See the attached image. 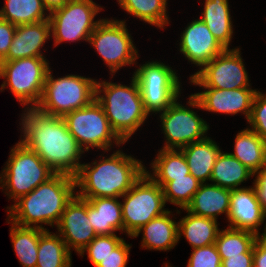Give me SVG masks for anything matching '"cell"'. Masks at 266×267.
Instances as JSON below:
<instances>
[{
  "label": "cell",
  "instance_id": "8d00e7d4",
  "mask_svg": "<svg viewBox=\"0 0 266 267\" xmlns=\"http://www.w3.org/2000/svg\"><path fill=\"white\" fill-rule=\"evenodd\" d=\"M257 91L253 100L249 129L255 131L266 141V93Z\"/></svg>",
  "mask_w": 266,
  "mask_h": 267
},
{
  "label": "cell",
  "instance_id": "83f0119b",
  "mask_svg": "<svg viewBox=\"0 0 266 267\" xmlns=\"http://www.w3.org/2000/svg\"><path fill=\"white\" fill-rule=\"evenodd\" d=\"M254 173L230 153L221 152L213 166L210 182L229 190L244 188L240 184ZM240 186V187H239Z\"/></svg>",
  "mask_w": 266,
  "mask_h": 267
},
{
  "label": "cell",
  "instance_id": "d6986e66",
  "mask_svg": "<svg viewBox=\"0 0 266 267\" xmlns=\"http://www.w3.org/2000/svg\"><path fill=\"white\" fill-rule=\"evenodd\" d=\"M50 38L51 24L49 20L18 25L7 56L2 61L45 57L41 48Z\"/></svg>",
  "mask_w": 266,
  "mask_h": 267
},
{
  "label": "cell",
  "instance_id": "5b68a950",
  "mask_svg": "<svg viewBox=\"0 0 266 267\" xmlns=\"http://www.w3.org/2000/svg\"><path fill=\"white\" fill-rule=\"evenodd\" d=\"M49 68L41 100L35 107L41 113L63 117L90 105L96 97V80L69 74L54 78Z\"/></svg>",
  "mask_w": 266,
  "mask_h": 267
},
{
  "label": "cell",
  "instance_id": "484cf974",
  "mask_svg": "<svg viewBox=\"0 0 266 267\" xmlns=\"http://www.w3.org/2000/svg\"><path fill=\"white\" fill-rule=\"evenodd\" d=\"M229 8L228 0H205L204 10L199 18L225 49H230L234 33Z\"/></svg>",
  "mask_w": 266,
  "mask_h": 267
},
{
  "label": "cell",
  "instance_id": "e575fe53",
  "mask_svg": "<svg viewBox=\"0 0 266 267\" xmlns=\"http://www.w3.org/2000/svg\"><path fill=\"white\" fill-rule=\"evenodd\" d=\"M124 239L113 235H97L81 252L80 256L84 253L88 254V259L97 266L101 259L106 257L115 247H117Z\"/></svg>",
  "mask_w": 266,
  "mask_h": 267
},
{
  "label": "cell",
  "instance_id": "f1b7e54d",
  "mask_svg": "<svg viewBox=\"0 0 266 267\" xmlns=\"http://www.w3.org/2000/svg\"><path fill=\"white\" fill-rule=\"evenodd\" d=\"M10 238L13 249L22 267H36L38 243L40 236L46 231L40 228L21 227L9 220Z\"/></svg>",
  "mask_w": 266,
  "mask_h": 267
},
{
  "label": "cell",
  "instance_id": "8992f818",
  "mask_svg": "<svg viewBox=\"0 0 266 267\" xmlns=\"http://www.w3.org/2000/svg\"><path fill=\"white\" fill-rule=\"evenodd\" d=\"M56 173L23 142L18 141L0 174V187L14 202L45 183Z\"/></svg>",
  "mask_w": 266,
  "mask_h": 267
},
{
  "label": "cell",
  "instance_id": "e0dca14e",
  "mask_svg": "<svg viewBox=\"0 0 266 267\" xmlns=\"http://www.w3.org/2000/svg\"><path fill=\"white\" fill-rule=\"evenodd\" d=\"M180 36L179 50L181 54L189 62L197 67L199 66V70L191 75L190 78L200 72L217 55L226 50L213 36L207 25L199 18L190 22Z\"/></svg>",
  "mask_w": 266,
  "mask_h": 267
},
{
  "label": "cell",
  "instance_id": "4fadbf2b",
  "mask_svg": "<svg viewBox=\"0 0 266 267\" xmlns=\"http://www.w3.org/2000/svg\"><path fill=\"white\" fill-rule=\"evenodd\" d=\"M176 99L159 114L165 144L162 149H181L193 142L207 138L209 125L193 109Z\"/></svg>",
  "mask_w": 266,
  "mask_h": 267
},
{
  "label": "cell",
  "instance_id": "9c48e42d",
  "mask_svg": "<svg viewBox=\"0 0 266 267\" xmlns=\"http://www.w3.org/2000/svg\"><path fill=\"white\" fill-rule=\"evenodd\" d=\"M62 118L84 152L94 147L105 153L112 148L113 143L118 147L125 143L112 129L103 107L96 99L90 105L69 112Z\"/></svg>",
  "mask_w": 266,
  "mask_h": 267
},
{
  "label": "cell",
  "instance_id": "2e32d148",
  "mask_svg": "<svg viewBox=\"0 0 266 267\" xmlns=\"http://www.w3.org/2000/svg\"><path fill=\"white\" fill-rule=\"evenodd\" d=\"M56 227L68 250L75 249L78 254L97 236L88 218V201L77 195L67 204Z\"/></svg>",
  "mask_w": 266,
  "mask_h": 267
},
{
  "label": "cell",
  "instance_id": "ffe728a7",
  "mask_svg": "<svg viewBox=\"0 0 266 267\" xmlns=\"http://www.w3.org/2000/svg\"><path fill=\"white\" fill-rule=\"evenodd\" d=\"M171 211L168 210L164 214L153 218L147 224L143 225L132 236L136 238L141 234V248L147 250L168 251L175 247L178 240V222L171 217Z\"/></svg>",
  "mask_w": 266,
  "mask_h": 267
},
{
  "label": "cell",
  "instance_id": "277c9868",
  "mask_svg": "<svg viewBox=\"0 0 266 267\" xmlns=\"http://www.w3.org/2000/svg\"><path fill=\"white\" fill-rule=\"evenodd\" d=\"M131 79L129 86L112 81H96L95 99L103 107L112 129L125 143L149 116L138 83L134 77Z\"/></svg>",
  "mask_w": 266,
  "mask_h": 267
},
{
  "label": "cell",
  "instance_id": "30bf717a",
  "mask_svg": "<svg viewBox=\"0 0 266 267\" xmlns=\"http://www.w3.org/2000/svg\"><path fill=\"white\" fill-rule=\"evenodd\" d=\"M120 198H123L124 233L132 237L138 229L168 209L162 187L146 173Z\"/></svg>",
  "mask_w": 266,
  "mask_h": 267
},
{
  "label": "cell",
  "instance_id": "f546056e",
  "mask_svg": "<svg viewBox=\"0 0 266 267\" xmlns=\"http://www.w3.org/2000/svg\"><path fill=\"white\" fill-rule=\"evenodd\" d=\"M36 267H71L72 252L59 234L46 230L39 238Z\"/></svg>",
  "mask_w": 266,
  "mask_h": 267
},
{
  "label": "cell",
  "instance_id": "ee69618b",
  "mask_svg": "<svg viewBox=\"0 0 266 267\" xmlns=\"http://www.w3.org/2000/svg\"><path fill=\"white\" fill-rule=\"evenodd\" d=\"M266 220V205L263 206V223L264 221ZM264 232L261 233V235H259V237L263 238V239H266V223L264 225Z\"/></svg>",
  "mask_w": 266,
  "mask_h": 267
},
{
  "label": "cell",
  "instance_id": "d4e9b609",
  "mask_svg": "<svg viewBox=\"0 0 266 267\" xmlns=\"http://www.w3.org/2000/svg\"><path fill=\"white\" fill-rule=\"evenodd\" d=\"M186 212L187 215L178 222V240L183 235L193 249L214 244L220 231L218 222Z\"/></svg>",
  "mask_w": 266,
  "mask_h": 267
},
{
  "label": "cell",
  "instance_id": "b9f144b4",
  "mask_svg": "<svg viewBox=\"0 0 266 267\" xmlns=\"http://www.w3.org/2000/svg\"><path fill=\"white\" fill-rule=\"evenodd\" d=\"M256 177L254 179L253 186L256 190L258 199L260 203L266 205V168L261 172L254 174Z\"/></svg>",
  "mask_w": 266,
  "mask_h": 267
},
{
  "label": "cell",
  "instance_id": "5bb4252c",
  "mask_svg": "<svg viewBox=\"0 0 266 267\" xmlns=\"http://www.w3.org/2000/svg\"><path fill=\"white\" fill-rule=\"evenodd\" d=\"M240 48L226 49L212 59L190 82L201 88H251Z\"/></svg>",
  "mask_w": 266,
  "mask_h": 267
},
{
  "label": "cell",
  "instance_id": "60d3db41",
  "mask_svg": "<svg viewBox=\"0 0 266 267\" xmlns=\"http://www.w3.org/2000/svg\"><path fill=\"white\" fill-rule=\"evenodd\" d=\"M253 267H266V239L259 236L253 245Z\"/></svg>",
  "mask_w": 266,
  "mask_h": 267
},
{
  "label": "cell",
  "instance_id": "52a82bcc",
  "mask_svg": "<svg viewBox=\"0 0 266 267\" xmlns=\"http://www.w3.org/2000/svg\"><path fill=\"white\" fill-rule=\"evenodd\" d=\"M46 57L22 58L0 62V78H4L0 91L11 90L23 106L35 108L41 100L47 72L50 68Z\"/></svg>",
  "mask_w": 266,
  "mask_h": 267
},
{
  "label": "cell",
  "instance_id": "ac0fdd59",
  "mask_svg": "<svg viewBox=\"0 0 266 267\" xmlns=\"http://www.w3.org/2000/svg\"><path fill=\"white\" fill-rule=\"evenodd\" d=\"M228 227L246 230L260 235L263 224V205L260 203L254 186L231 191Z\"/></svg>",
  "mask_w": 266,
  "mask_h": 267
},
{
  "label": "cell",
  "instance_id": "7402d4cb",
  "mask_svg": "<svg viewBox=\"0 0 266 267\" xmlns=\"http://www.w3.org/2000/svg\"><path fill=\"white\" fill-rule=\"evenodd\" d=\"M119 198H89L88 218L97 235H113L124 232L122 205Z\"/></svg>",
  "mask_w": 266,
  "mask_h": 267
},
{
  "label": "cell",
  "instance_id": "7a4b0ae2",
  "mask_svg": "<svg viewBox=\"0 0 266 267\" xmlns=\"http://www.w3.org/2000/svg\"><path fill=\"white\" fill-rule=\"evenodd\" d=\"M83 163L75 176L76 195L82 199L120 198L145 173L143 162L120 149L108 158Z\"/></svg>",
  "mask_w": 266,
  "mask_h": 267
},
{
  "label": "cell",
  "instance_id": "603a6c76",
  "mask_svg": "<svg viewBox=\"0 0 266 267\" xmlns=\"http://www.w3.org/2000/svg\"><path fill=\"white\" fill-rule=\"evenodd\" d=\"M180 150L185 156L190 174L201 183L210 181L215 161L222 152L217 143L207 137Z\"/></svg>",
  "mask_w": 266,
  "mask_h": 267
},
{
  "label": "cell",
  "instance_id": "7bdbcfd3",
  "mask_svg": "<svg viewBox=\"0 0 266 267\" xmlns=\"http://www.w3.org/2000/svg\"><path fill=\"white\" fill-rule=\"evenodd\" d=\"M70 0H42L43 6L48 14L64 7Z\"/></svg>",
  "mask_w": 266,
  "mask_h": 267
},
{
  "label": "cell",
  "instance_id": "ab89813d",
  "mask_svg": "<svg viewBox=\"0 0 266 267\" xmlns=\"http://www.w3.org/2000/svg\"><path fill=\"white\" fill-rule=\"evenodd\" d=\"M221 267H253V253H240L222 260Z\"/></svg>",
  "mask_w": 266,
  "mask_h": 267
},
{
  "label": "cell",
  "instance_id": "d6a6232c",
  "mask_svg": "<svg viewBox=\"0 0 266 267\" xmlns=\"http://www.w3.org/2000/svg\"><path fill=\"white\" fill-rule=\"evenodd\" d=\"M257 237L255 233L246 230L230 227L220 230L215 244L221 260L240 253H253V245Z\"/></svg>",
  "mask_w": 266,
  "mask_h": 267
},
{
  "label": "cell",
  "instance_id": "6da1fadb",
  "mask_svg": "<svg viewBox=\"0 0 266 267\" xmlns=\"http://www.w3.org/2000/svg\"><path fill=\"white\" fill-rule=\"evenodd\" d=\"M23 112L20 141L37 153L56 174L75 177L84 150L68 131L64 119L46 115L36 108L25 107Z\"/></svg>",
  "mask_w": 266,
  "mask_h": 267
},
{
  "label": "cell",
  "instance_id": "9a60e30c",
  "mask_svg": "<svg viewBox=\"0 0 266 267\" xmlns=\"http://www.w3.org/2000/svg\"><path fill=\"white\" fill-rule=\"evenodd\" d=\"M202 92L189 96L187 105L204 111L236 115L242 113L247 122L251 116L252 104L257 92L252 88L217 89L204 88Z\"/></svg>",
  "mask_w": 266,
  "mask_h": 267
},
{
  "label": "cell",
  "instance_id": "44dd1931",
  "mask_svg": "<svg viewBox=\"0 0 266 267\" xmlns=\"http://www.w3.org/2000/svg\"><path fill=\"white\" fill-rule=\"evenodd\" d=\"M231 190L216 184L201 183L199 190L192 197L185 210L198 216L214 219L225 214L227 219L230 209Z\"/></svg>",
  "mask_w": 266,
  "mask_h": 267
},
{
  "label": "cell",
  "instance_id": "7c38bea8",
  "mask_svg": "<svg viewBox=\"0 0 266 267\" xmlns=\"http://www.w3.org/2000/svg\"><path fill=\"white\" fill-rule=\"evenodd\" d=\"M103 9L93 0H70L64 7L49 14L54 47L62 42L89 41L102 19L94 21Z\"/></svg>",
  "mask_w": 266,
  "mask_h": 267
},
{
  "label": "cell",
  "instance_id": "4dcf8cb0",
  "mask_svg": "<svg viewBox=\"0 0 266 267\" xmlns=\"http://www.w3.org/2000/svg\"><path fill=\"white\" fill-rule=\"evenodd\" d=\"M47 13L42 0H5L0 18L18 26L49 20Z\"/></svg>",
  "mask_w": 266,
  "mask_h": 267
},
{
  "label": "cell",
  "instance_id": "ba28073f",
  "mask_svg": "<svg viewBox=\"0 0 266 267\" xmlns=\"http://www.w3.org/2000/svg\"><path fill=\"white\" fill-rule=\"evenodd\" d=\"M139 86L145 111L161 113L181 95L180 80L175 70L157 60L140 65L132 75Z\"/></svg>",
  "mask_w": 266,
  "mask_h": 267
},
{
  "label": "cell",
  "instance_id": "8fae6325",
  "mask_svg": "<svg viewBox=\"0 0 266 267\" xmlns=\"http://www.w3.org/2000/svg\"><path fill=\"white\" fill-rule=\"evenodd\" d=\"M109 67L112 78L126 65H133L139 58L125 20L102 19L88 41Z\"/></svg>",
  "mask_w": 266,
  "mask_h": 267
},
{
  "label": "cell",
  "instance_id": "cb8c5ba5",
  "mask_svg": "<svg viewBox=\"0 0 266 267\" xmlns=\"http://www.w3.org/2000/svg\"><path fill=\"white\" fill-rule=\"evenodd\" d=\"M234 152L230 153L254 174L266 168V141L246 128L237 133Z\"/></svg>",
  "mask_w": 266,
  "mask_h": 267
},
{
  "label": "cell",
  "instance_id": "4316f807",
  "mask_svg": "<svg viewBox=\"0 0 266 267\" xmlns=\"http://www.w3.org/2000/svg\"><path fill=\"white\" fill-rule=\"evenodd\" d=\"M150 166L153 173L147 169H145V173L161 187L172 181L173 178L190 174L185 156L179 149L161 148Z\"/></svg>",
  "mask_w": 266,
  "mask_h": 267
},
{
  "label": "cell",
  "instance_id": "1f68e13d",
  "mask_svg": "<svg viewBox=\"0 0 266 267\" xmlns=\"http://www.w3.org/2000/svg\"><path fill=\"white\" fill-rule=\"evenodd\" d=\"M128 14L150 25L164 29L170 24L167 15V0H117ZM167 12V13H166Z\"/></svg>",
  "mask_w": 266,
  "mask_h": 267
},
{
  "label": "cell",
  "instance_id": "d590c367",
  "mask_svg": "<svg viewBox=\"0 0 266 267\" xmlns=\"http://www.w3.org/2000/svg\"><path fill=\"white\" fill-rule=\"evenodd\" d=\"M187 267H221V257L216 244L192 249ZM163 267H172L168 263Z\"/></svg>",
  "mask_w": 266,
  "mask_h": 267
},
{
  "label": "cell",
  "instance_id": "f35d334b",
  "mask_svg": "<svg viewBox=\"0 0 266 267\" xmlns=\"http://www.w3.org/2000/svg\"><path fill=\"white\" fill-rule=\"evenodd\" d=\"M16 27L9 21L0 18V62L7 56Z\"/></svg>",
  "mask_w": 266,
  "mask_h": 267
},
{
  "label": "cell",
  "instance_id": "836d02e7",
  "mask_svg": "<svg viewBox=\"0 0 266 267\" xmlns=\"http://www.w3.org/2000/svg\"><path fill=\"white\" fill-rule=\"evenodd\" d=\"M201 182H199L192 174H187L184 177L173 178L163 187V195L165 201L170 202L180 209H185L191 202L194 194L199 190Z\"/></svg>",
  "mask_w": 266,
  "mask_h": 267
},
{
  "label": "cell",
  "instance_id": "3957f363",
  "mask_svg": "<svg viewBox=\"0 0 266 267\" xmlns=\"http://www.w3.org/2000/svg\"><path fill=\"white\" fill-rule=\"evenodd\" d=\"M75 188V177L55 174L8 206L7 219L21 227L47 230L42 224L57 226L67 204L76 195Z\"/></svg>",
  "mask_w": 266,
  "mask_h": 267
},
{
  "label": "cell",
  "instance_id": "74e56055",
  "mask_svg": "<svg viewBox=\"0 0 266 267\" xmlns=\"http://www.w3.org/2000/svg\"><path fill=\"white\" fill-rule=\"evenodd\" d=\"M131 246L123 240L96 267H126Z\"/></svg>",
  "mask_w": 266,
  "mask_h": 267
}]
</instances>
